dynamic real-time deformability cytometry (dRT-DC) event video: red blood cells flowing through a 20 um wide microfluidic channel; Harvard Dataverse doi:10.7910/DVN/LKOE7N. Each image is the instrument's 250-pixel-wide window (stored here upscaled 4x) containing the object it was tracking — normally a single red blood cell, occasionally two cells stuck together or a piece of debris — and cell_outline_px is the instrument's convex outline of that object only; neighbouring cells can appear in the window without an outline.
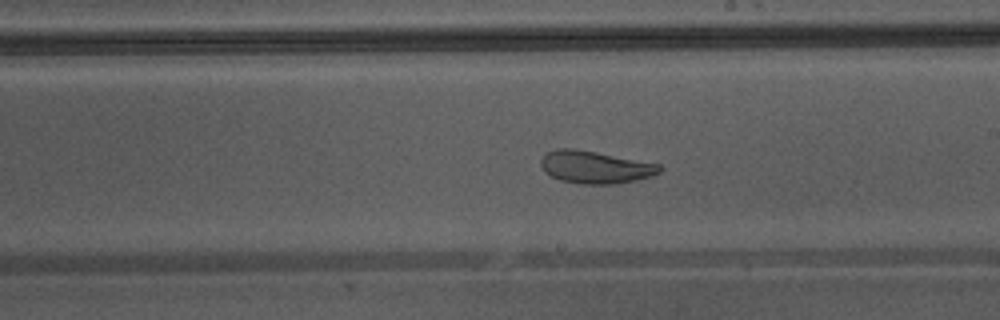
{"species": "Egyptian fruit bat (a non-hibernating species)", "species_latin": "Rousettus aegyptiacus", "temperature_condition": "warm", "stored_images_in_passage": 45, "camera_frame_rate_fps": 3000, "um_per_image_px": 0.085, "animal": {"sex": "male"}, "frame": {"image": 1, "passage_image": 26, "time_ms": 8.333, "image_size_px": [1000, 320], "cell_outline_px": [[664, 168], [660, 172], [652, 176], [636, 180], [616, 184], [580, 184], [560, 180], [544, 172], [540, 164], [540, 160], [544, 152], [556, 148], [572, 148], [596, 152], [660, 164]], "centroid_in_image_um": [50.57, 14.2], "position_along_channel_um": 238.4, "area_um2": 22.72}, "authors_computed_cell_mechanics": {"area_um2": 29.8826, "velocity_mm_per_s": 4.3102, "shape_relaxation_time_tau1_ms": 9.839, "shape_relaxation_time_tau2_ms": 1.0264, "deformation_change_tau1": 0.1895, "deformation_change_tau2": 0.0723}}